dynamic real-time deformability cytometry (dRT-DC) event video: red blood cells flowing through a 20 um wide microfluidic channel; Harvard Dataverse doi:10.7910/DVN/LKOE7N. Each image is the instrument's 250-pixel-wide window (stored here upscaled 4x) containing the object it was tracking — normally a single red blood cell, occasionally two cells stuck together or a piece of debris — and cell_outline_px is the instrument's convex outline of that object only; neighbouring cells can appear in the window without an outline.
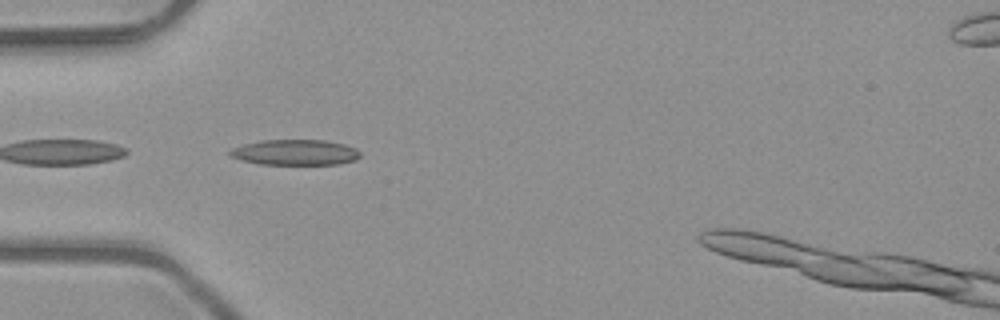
{"species": "common noctule bat (a hibernating species)", "species_latin": "Nyctalus noctula", "temperature_condition": "room temperature", "stored_images_in_passage": 5, "camera_frame_rate_fps": 3000, "um_per_image_px": 0.085, "animal": {"sex": "male", "body_mass_g": 23.1, "forearm_length_mm": 52.7}, "frame": {"image": 1, "passage_image": 2, "time_ms": 0.333, "image_size_px": [1000, 320], "cell_outline_px": [[360, 156], [356, 160], [340, 164], [260, 164], [244, 160], [232, 156], [228, 152], [232, 148], [244, 144], [260, 140], [324, 140], [344, 144], [356, 148], [360, 152]], "centroid_in_image_um": [25.13, 12.95], "position_along_channel_um": 59.9, "area_um2": 19.31}}
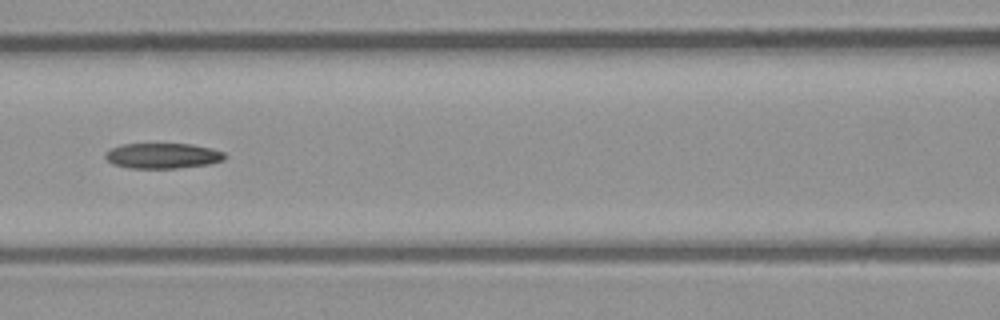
{"frame": {"image": 2, "passage_image": 4, "time_ms": 1.0, "image_size_px": [1000, 320], "cell_outline_px": [[228, 156], [224, 160], [208, 164], [176, 168], [128, 168], [112, 164], [104, 156], [104, 152], [112, 148], [124, 144], [192, 144], [212, 148], [224, 152]], "centroid_in_image_um": [13.84, 13.24], "position_along_channel_um": 152.8, "area_um2": 17.74}}
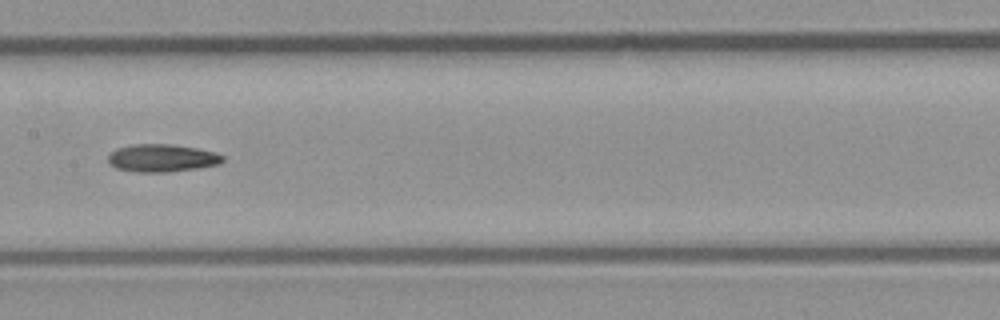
{"frame": {"image": 3, "passage_image": 5, "time_ms": 1.333, "image_size_px": [1000, 320], "cell_outline_px": [[224, 160], [220, 164], [196, 168], [168, 172], [136, 172], [116, 168], [108, 164], [108, 156], [116, 148], [132, 144], [172, 144], [196, 148], [216, 152], [224, 156]], "centroid_in_image_um": [13.76, 13.43], "position_along_channel_um": 193.6, "area_um2": 18.61}}